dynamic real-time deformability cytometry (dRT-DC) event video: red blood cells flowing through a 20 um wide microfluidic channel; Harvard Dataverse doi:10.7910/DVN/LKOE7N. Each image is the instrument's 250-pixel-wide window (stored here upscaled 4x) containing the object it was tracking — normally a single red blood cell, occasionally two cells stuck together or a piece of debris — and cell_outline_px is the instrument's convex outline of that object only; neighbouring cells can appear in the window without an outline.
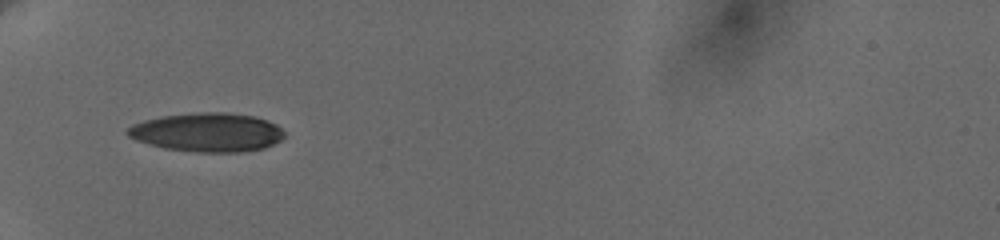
{"species": "human", "species_latin": "Homo sapiens", "temperature_condition": "cold", "stored_images_in_passage": 2, "camera_frame_rate_fps": 3000, "um_per_image_px": 0.085, "donor": {"sex": "female"}, "frame": {"image": 1, "passage_image": 1, "time_ms": 0.0, "image_size_px": [1000, 240], "cell_outline_px": [[284, 136], [280, 140], [264, 148], [236, 152], [200, 152], [164, 148], [136, 140], [128, 136], [124, 132], [132, 124], [144, 120], [160, 116], [204, 112], [224, 112], [256, 116], [276, 124], [284, 132]], "centroid_in_image_um": [17.6, 11.24], "position_along_channel_um": 67.4, "area_um2": 35.37}}